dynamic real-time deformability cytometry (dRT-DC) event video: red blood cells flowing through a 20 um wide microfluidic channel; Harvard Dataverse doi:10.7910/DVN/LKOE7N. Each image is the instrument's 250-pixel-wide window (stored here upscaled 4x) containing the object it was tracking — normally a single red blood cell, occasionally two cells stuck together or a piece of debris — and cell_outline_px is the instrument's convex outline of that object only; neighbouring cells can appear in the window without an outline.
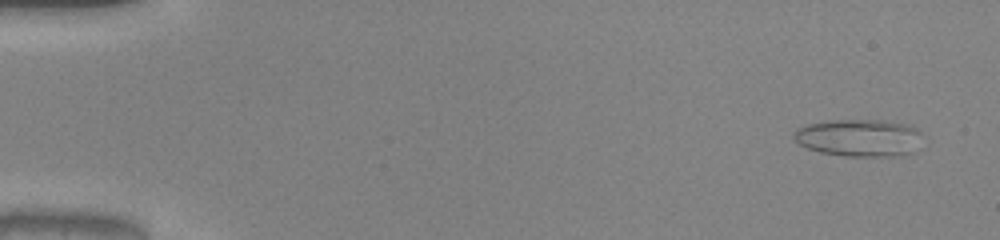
{"species": "common noctule bat (a hibernating species)", "species_latin": "Nyctalus noctula", "temperature_condition": "warm", "stored_images_in_passage": 51, "camera_frame_rate_fps": 3000, "um_per_image_px": 0.085, "animal": {"sex": "male", "body_mass_g": 20.0, "forearm_length_mm": 53.3}, "frame": {"image": 1, "passage_image": 3, "time_ms": 0.667, "image_size_px": [1000, 240], "cell_outline_px": [[924, 136], [916, 152], [904, 156], [844, 156], [820, 152], [808, 148], [800, 144], [792, 136], [796, 128], [808, 124], [828, 120], [884, 120], [912, 124]], "centroid_in_image_um": [73.12, 11.71], "position_along_channel_um": 11.9, "area_um2": 28.67}}
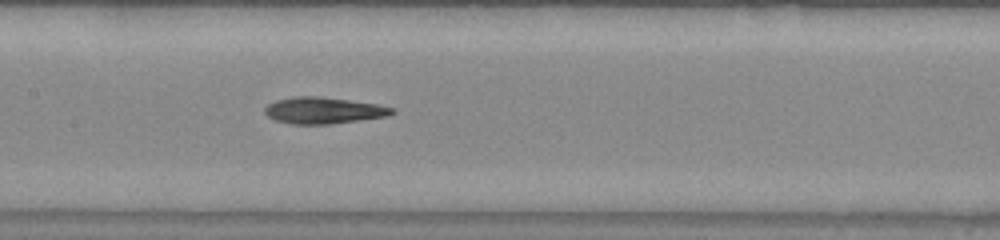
{"frame": {"image": 2, "passage_image": 26, "time_ms": 8.333, "image_size_px": [1000, 240], "cell_outline_px": [[396, 112], [384, 116], [328, 124], [292, 124], [276, 120], [268, 116], [264, 112], [264, 108], [268, 104], [276, 100], [292, 96], [320, 96], [376, 104], [396, 108]], "centroid_in_image_um": [27.46, 9.37], "position_along_channel_um": 179.9, "area_um2": 19.42}}
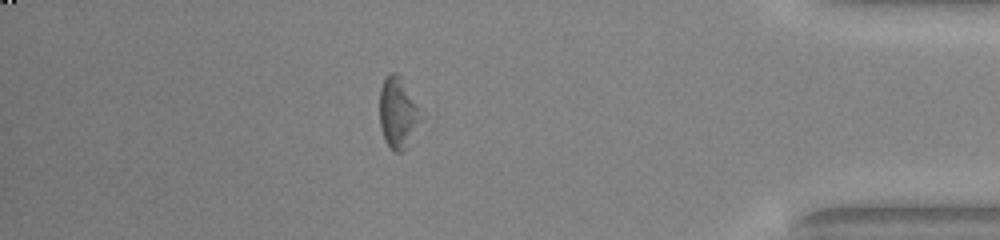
{"frame": {"image": 3, "passage_image": 45, "time_ms": 14.667, "image_size_px": [1000, 240], "cell_outline_px": [[424, 116], [408, 148], [404, 152], [396, 152], [384, 140], [380, 128], [380, 88], [384, 76], [392, 72], [396, 72], [400, 76], [420, 108]], "centroid_in_image_um": [33.85, 9.61], "position_along_channel_um": 401.4, "area_um2": 17.51}, "authors_computed_cell_mechanics": {"area_um2": 19.8254, "velocity_mm_per_s": 4.0344, "shape_relaxation_time_tau1_ms": 4.5999, "shape_relaxation_time_tau2_ms": 3.6433, "deformation_change_tau1": 0.1458, "deformation_change_tau2": 0.1406}}